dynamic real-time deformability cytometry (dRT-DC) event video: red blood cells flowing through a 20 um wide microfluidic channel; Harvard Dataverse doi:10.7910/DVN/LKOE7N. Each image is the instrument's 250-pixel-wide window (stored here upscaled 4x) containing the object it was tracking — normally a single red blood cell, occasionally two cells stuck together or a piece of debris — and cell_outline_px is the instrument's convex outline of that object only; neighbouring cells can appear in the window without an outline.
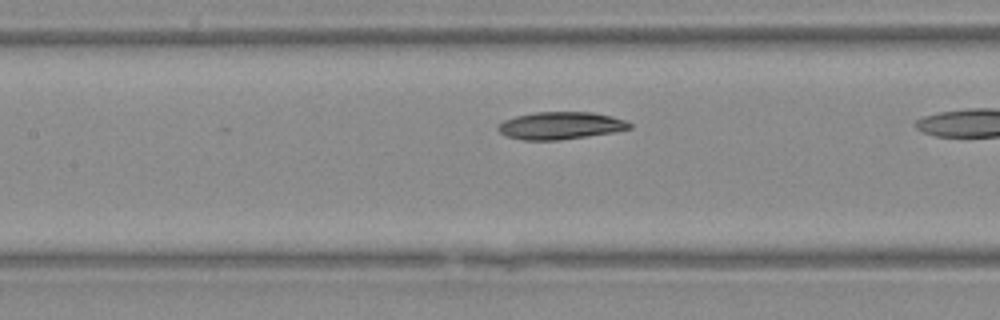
{"species": "Egyptian fruit bat (a non-hibernating species)", "species_latin": "Rousettus aegyptiacus", "temperature_condition": "warm", "stored_images_in_passage": 16, "camera_frame_rate_fps": 3000, "um_per_image_px": 0.085, "animal": {"sex": "female"}, "frame": {"image": 1, "passage_image": 14, "time_ms": 4.333, "image_size_px": [1000, 320], "cell_outline_px": [[632, 128], [612, 132], [560, 140], [524, 140], [504, 136], [496, 128], [504, 120], [516, 116], [536, 112], [592, 112], [612, 116], [624, 120], [632, 124]], "centroid_in_image_um": [47.62, 10.67], "position_along_channel_um": 159.8, "area_um2": 20.92}}